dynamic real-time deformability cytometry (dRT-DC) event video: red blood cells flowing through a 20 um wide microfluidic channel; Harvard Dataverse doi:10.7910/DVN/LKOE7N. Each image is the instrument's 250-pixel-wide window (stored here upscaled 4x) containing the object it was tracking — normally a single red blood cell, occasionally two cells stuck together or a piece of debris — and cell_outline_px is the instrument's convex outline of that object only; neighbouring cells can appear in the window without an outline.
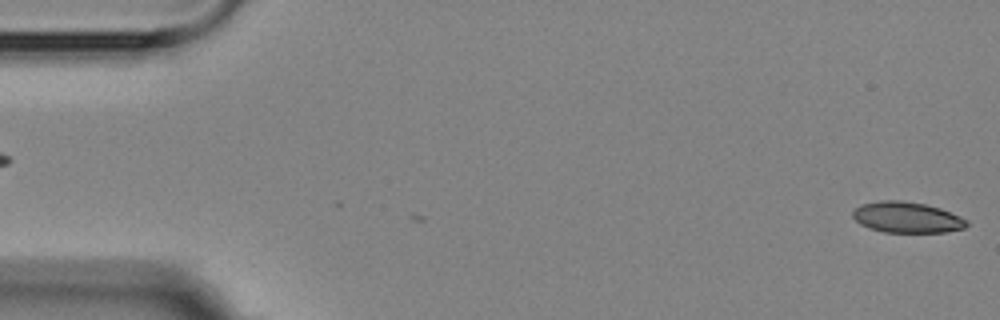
{"species": "Egyptian fruit bat (a non-hibernating species)", "species_latin": "Rousettus aegyptiacus", "temperature_condition": "room temperature", "stored_images_in_passage": 2, "segment_of_instrument_passage": [2, 2], "camera_frame_rate_fps": 3000, "um_per_image_px": 0.085, "animal": {"sex": "female"}, "frame": {"image": 1, "passage_image": 2, "time_ms": 1.0, "image_size_px": [1000, 320], "cell_outline_px": [[968, 224], [964, 228], [944, 232], [884, 232], [868, 228], [860, 224], [852, 216], [852, 212], [860, 204], [880, 200], [900, 200], [924, 204], [940, 208], [960, 216], [968, 220]], "centroid_in_image_um": [77.06, 18.47], "position_along_channel_um": 7.9, "area_um2": 20.52}}